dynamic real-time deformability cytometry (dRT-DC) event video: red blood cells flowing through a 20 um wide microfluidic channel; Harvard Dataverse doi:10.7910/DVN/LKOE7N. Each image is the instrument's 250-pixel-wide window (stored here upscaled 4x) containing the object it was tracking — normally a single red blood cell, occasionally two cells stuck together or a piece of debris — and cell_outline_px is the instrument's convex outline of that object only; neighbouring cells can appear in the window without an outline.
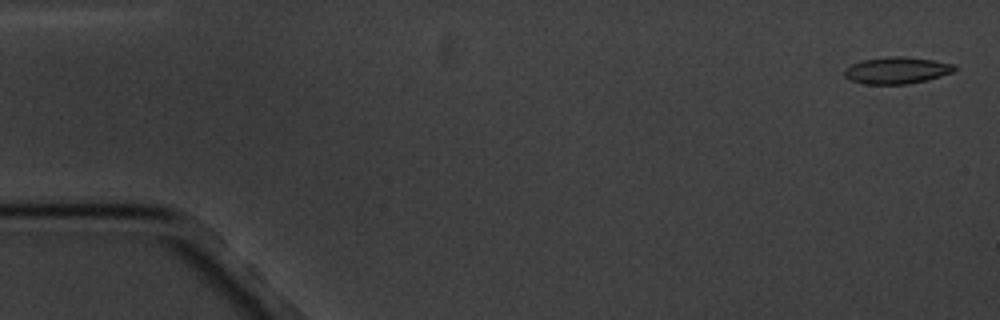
{"species": "common noctule bat (a hibernating species)", "species_latin": "Nyctalus noctula", "temperature_condition": "cold", "stored_images_in_passage": 4, "camera_frame_rate_fps": 3000, "um_per_image_px": 0.085, "animal": {"sex": "male", "body_mass_g": 20.1, "forearm_length_mm": 53.5}, "frame": {"image": 1, "passage_image": 1, "time_ms": 0.0, "image_size_px": [1000, 320], "cell_outline_px": [[956, 68], [952, 72], [928, 80], [908, 84], [864, 84], [852, 80], [844, 76], [844, 68], [852, 64], [864, 60], [888, 56], [904, 56], [932, 60], [952, 64]], "centroid_in_image_um": [76.2, 5.98], "position_along_channel_um": 8.8, "area_um2": 17.05}}
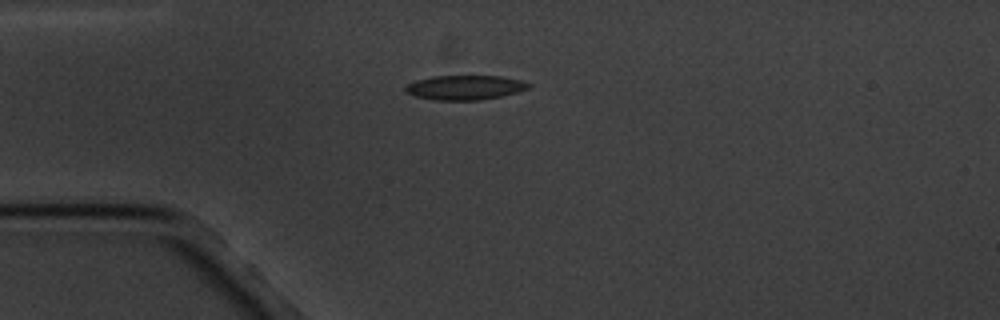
{"frame": {"image": 2, "passage_image": 4, "time_ms": 4.333, "image_size_px": [1000, 320], "cell_outline_px": [[532, 84], [528, 88], [516, 92], [500, 96], [480, 100], [432, 100], [412, 96], [404, 92], [404, 88], [408, 84], [416, 80], [432, 76], [500, 76], [520, 80]], "centroid_in_image_um": [39.45, 7.44], "position_along_channel_um": 45.5, "area_um2": 17.63}}